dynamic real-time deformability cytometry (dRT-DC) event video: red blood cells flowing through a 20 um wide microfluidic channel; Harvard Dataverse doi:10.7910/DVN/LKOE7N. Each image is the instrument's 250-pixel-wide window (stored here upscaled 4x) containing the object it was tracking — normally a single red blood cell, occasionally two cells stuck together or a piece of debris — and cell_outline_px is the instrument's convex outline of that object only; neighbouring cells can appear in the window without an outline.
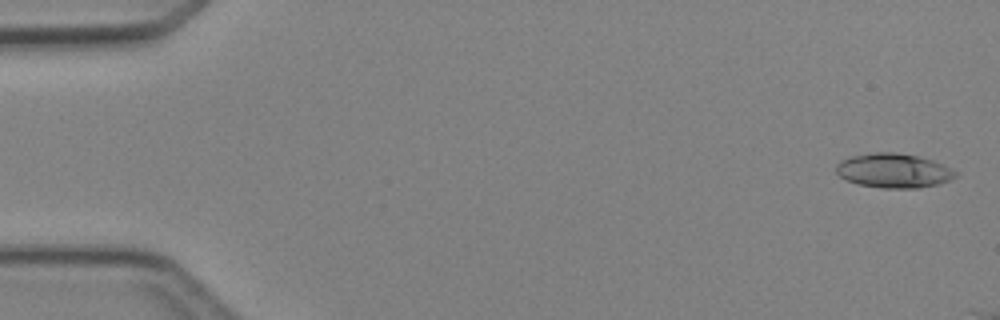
{"species": "Egyptian fruit bat (a non-hibernating species)", "species_latin": "Rousettus aegyptiacus", "temperature_condition": "cold", "stored_images_in_passage": 4, "segment_of_instrument_passage": [1, 2], "camera_frame_rate_fps": 3000, "um_per_image_px": 0.085, "animal": {"sex": "female"}, "frame": {"image": 1, "passage_image": 1, "time_ms": 0.0, "image_size_px": [1000, 320], "cell_outline_px": [[960, 172], [956, 176], [948, 180], [936, 184], [916, 188], [884, 188], [860, 184], [848, 180], [840, 176], [836, 172], [836, 164], [840, 160], [852, 156], [872, 152], [896, 152], [916, 156], [932, 160], [944, 164]], "centroid_in_image_um": [75.97, 14.49], "position_along_channel_um": 9.0, "area_um2": 23.81}}